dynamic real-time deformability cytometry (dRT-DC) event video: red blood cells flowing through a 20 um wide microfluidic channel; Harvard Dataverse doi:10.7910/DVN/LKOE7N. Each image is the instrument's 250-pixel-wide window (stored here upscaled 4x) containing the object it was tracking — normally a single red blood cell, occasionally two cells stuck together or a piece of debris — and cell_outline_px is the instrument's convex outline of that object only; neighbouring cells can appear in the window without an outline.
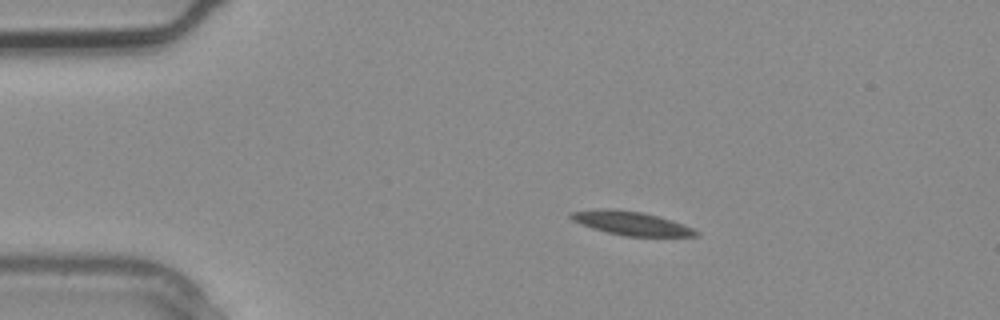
{"species": "common noctule bat (a hibernating species)", "species_latin": "Nyctalus noctula", "temperature_condition": "warm", "stored_images_in_passage": 2, "camera_frame_rate_fps": 3000, "um_per_image_px": 0.085, "animal": {"sex": "male", "body_mass_g": 20.4}, "frame": {"image": 1, "passage_image": 1, "time_ms": 0.0, "image_size_px": [1000, 320], "cell_outline_px": [[700, 232], [696, 236], [624, 236], [592, 228], [580, 224], [572, 220], [568, 216], [568, 212], [604, 208], [608, 208], [640, 212], [672, 220], [692, 228]], "centroid_in_image_um": [53.59, 18.97], "position_along_channel_um": 31.4, "area_um2": 17.11}}
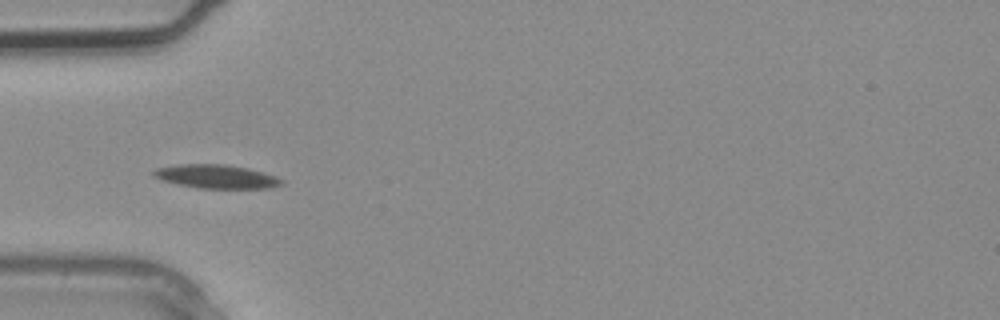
{"frame": {"image": 2, "passage_image": 2, "time_ms": 0.333, "image_size_px": [1000, 320], "cell_outline_px": [[284, 184], [272, 188], [200, 188], [180, 184], [164, 180], [152, 176], [152, 172], [156, 168], [180, 164], [224, 164], [248, 168], [264, 172], [276, 176], [284, 180]], "centroid_in_image_um": [18.45, 15.0], "position_along_channel_um": 66.6, "area_um2": 17.63}}